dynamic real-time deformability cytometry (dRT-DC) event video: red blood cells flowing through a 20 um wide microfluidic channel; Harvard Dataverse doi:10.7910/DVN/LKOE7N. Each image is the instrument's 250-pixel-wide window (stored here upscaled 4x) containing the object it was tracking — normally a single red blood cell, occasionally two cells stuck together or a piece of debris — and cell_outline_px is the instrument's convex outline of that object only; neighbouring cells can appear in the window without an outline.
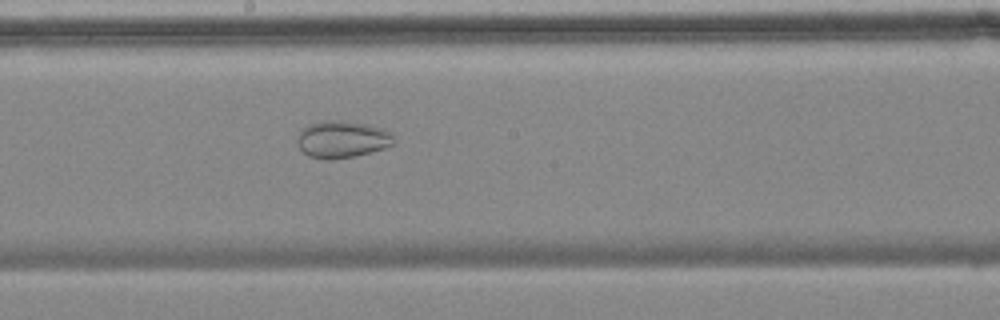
{"species": "common noctule bat (a hibernating species)", "species_latin": "Nyctalus noctula", "temperature_condition": "cold", "stored_images_in_passage": 47, "camera_frame_rate_fps": 3000, "um_per_image_px": 0.085, "animal": {"sex": "female", "body_mass_g": 18.4}, "frame": {"image": 1, "passage_image": 21, "time_ms": 6.667, "image_size_px": [1000, 320], "cell_outline_px": [[396, 144], [384, 148], [352, 156], [332, 160], [328, 160], [308, 156], [296, 144], [296, 140], [300, 132], [308, 124], [324, 120], [344, 120], [368, 124], [380, 128], [388, 132], [392, 136]], "centroid_in_image_um": [29.05, 11.83], "position_along_channel_um": 219.2, "area_um2": 20.81}, "authors_computed_cell_mechanics": {"area_um2": 26.8192, "velocity_mm_per_s": 3.523, "shape_relaxation_time_tau1_ms": null, "shape_relaxation_time_tau2_ms": 4.0348, "deformation_change_tau1": null, "deformation_change_tau2": 0.0553}}